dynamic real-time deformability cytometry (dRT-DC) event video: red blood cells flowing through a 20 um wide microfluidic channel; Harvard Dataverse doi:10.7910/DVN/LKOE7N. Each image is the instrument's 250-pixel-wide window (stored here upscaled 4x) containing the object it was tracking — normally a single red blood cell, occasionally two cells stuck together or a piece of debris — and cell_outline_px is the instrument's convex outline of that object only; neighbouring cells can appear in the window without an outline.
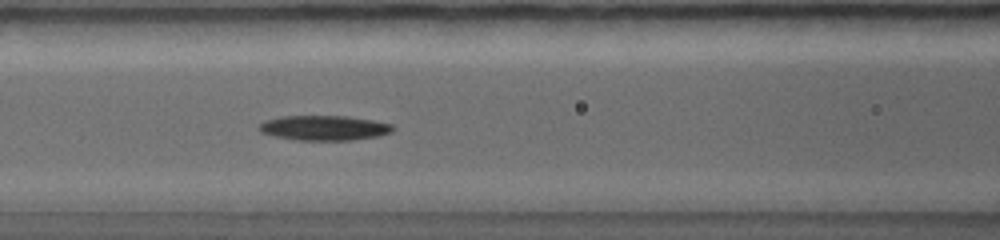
{"species": "common noctule bat (a hibernating species)", "species_latin": "Nyctalus noctula", "temperature_condition": "warm", "stored_images_in_passage": 49, "camera_frame_rate_fps": 5000, "um_per_image_px": 0.085, "animal": {"sex": "female", "body_mass_g": 19.0, "forearm_length_mm": 56.7}, "frame": {"image": 1, "passage_image": 14, "time_ms": 2.2, "image_size_px": [1000, 240], "cell_outline_px": [[392, 132], [380, 136], [352, 140], [300, 140], [276, 136], [260, 132], [256, 128], [264, 120], [280, 116], [348, 116], [372, 120], [392, 124]], "centroid_in_image_um": [27.53, 10.87], "position_along_channel_um": 139.1, "area_um2": 19.42}}